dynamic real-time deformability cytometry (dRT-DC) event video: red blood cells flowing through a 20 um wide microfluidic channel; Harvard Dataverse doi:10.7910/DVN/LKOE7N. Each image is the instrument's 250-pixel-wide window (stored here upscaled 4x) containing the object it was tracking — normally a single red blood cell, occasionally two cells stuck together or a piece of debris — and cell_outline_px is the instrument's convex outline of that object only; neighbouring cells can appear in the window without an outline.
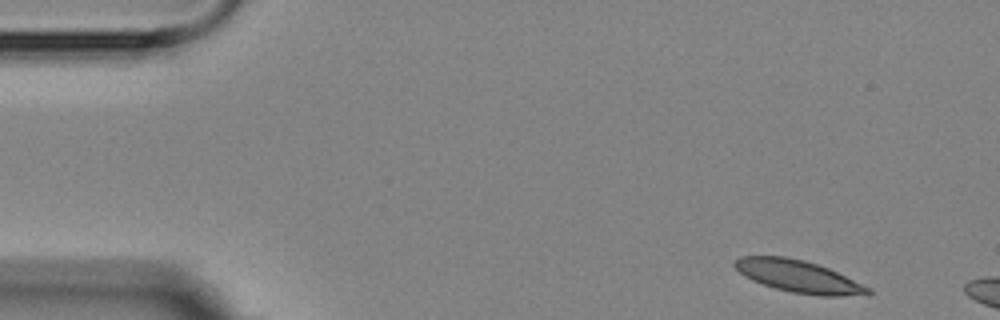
{"species": "Egyptian fruit bat (a non-hibernating species)", "species_latin": "Rousettus aegyptiacus", "temperature_condition": "room temperature", "stored_images_in_passage": 4, "camera_frame_rate_fps": 3000, "um_per_image_px": 0.085, "animal": {"sex": "female"}, "frame": {"image": 1, "passage_image": 1, "time_ms": 0.0, "image_size_px": [1000, 320], "cell_outline_px": [[872, 296], [816, 296], [792, 292], [776, 288], [752, 280], [744, 276], [732, 264], [740, 256], [784, 256], [804, 260], [828, 268], [872, 288]], "centroid_in_image_um": [67.94, 23.51], "position_along_channel_um": 17.1, "area_um2": 25.14}}